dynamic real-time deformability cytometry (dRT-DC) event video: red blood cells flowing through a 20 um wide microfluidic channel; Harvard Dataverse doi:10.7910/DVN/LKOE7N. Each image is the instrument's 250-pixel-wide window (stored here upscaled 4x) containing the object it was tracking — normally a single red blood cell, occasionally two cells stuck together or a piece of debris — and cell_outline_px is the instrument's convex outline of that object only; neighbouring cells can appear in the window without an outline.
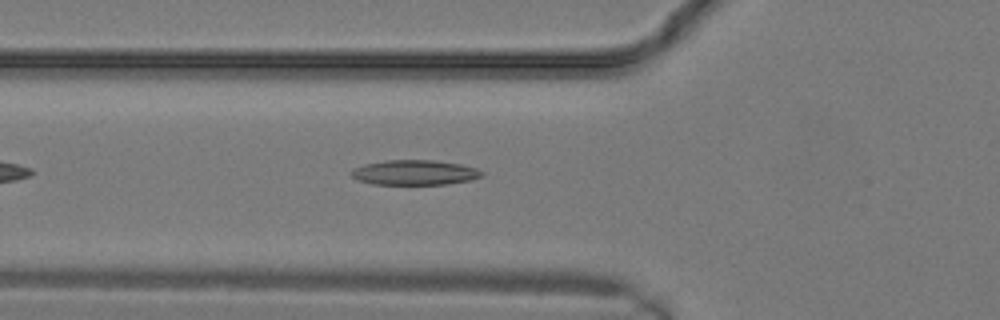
{"species": "common noctule bat (a hibernating species)", "species_latin": "Nyctalus noctula", "temperature_condition": "warm", "stored_images_in_passage": 24, "camera_frame_rate_fps": 3000, "um_per_image_px": 0.085, "animal": {"sex": "male", "body_mass_g": 19.2, "forearm_length_mm": 51.8}, "frame": {"image": 1, "passage_image": 8, "time_ms": 2.333, "image_size_px": [1000, 320], "cell_outline_px": [[480, 176], [468, 180], [444, 184], [376, 184], [360, 180], [352, 176], [352, 172], [356, 168], [368, 164], [388, 160], [428, 160], [456, 164], [472, 168], [480, 172]], "centroid_in_image_um": [35.19, 14.67], "position_along_channel_um": 90.6, "area_um2": 17.98}}
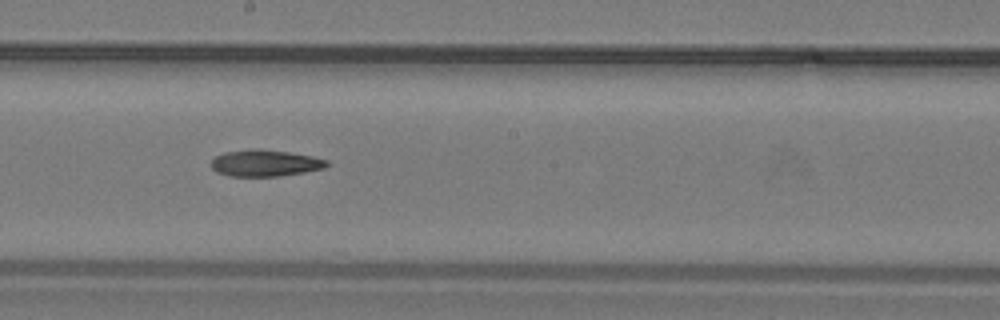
{"frame": {"image": 2, "passage_image": 13, "time_ms": 4.0, "image_size_px": [1000, 320], "cell_outline_px": [[328, 164], [320, 168], [300, 172], [276, 176], [232, 176], [220, 172], [212, 168], [212, 160], [216, 156], [228, 152], [284, 152], [308, 156], [324, 160]], "centroid_in_image_um": [22.48, 13.91], "position_along_channel_um": 225.7, "area_um2": 16.13}}
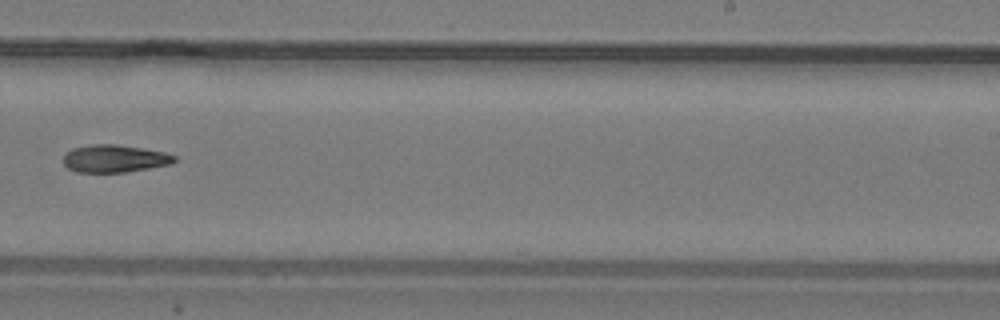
{"frame": {"image": 3, "passage_image": 15, "time_ms": 4.667, "image_size_px": [1000, 320], "cell_outline_px": [[176, 160], [168, 164], [124, 172], [80, 172], [68, 168], [64, 164], [64, 156], [68, 152], [76, 148], [100, 144], [112, 144], [140, 148], [160, 152], [176, 156]], "centroid_in_image_um": [9.71, 13.49], "position_along_channel_um": 279.3, "area_um2": 17.05}}